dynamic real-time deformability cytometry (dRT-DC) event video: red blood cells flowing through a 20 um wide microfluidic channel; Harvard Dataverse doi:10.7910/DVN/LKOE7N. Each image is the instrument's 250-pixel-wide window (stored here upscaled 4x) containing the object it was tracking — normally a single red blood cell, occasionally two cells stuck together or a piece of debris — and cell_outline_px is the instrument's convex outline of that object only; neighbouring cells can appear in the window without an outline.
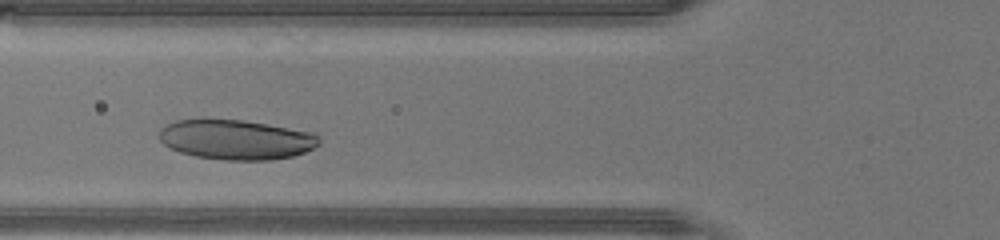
{"species": "human", "species_latin": "Homo sapiens", "temperature_condition": "warm", "stored_images_in_passage": 23, "camera_frame_rate_fps": 3000, "um_per_image_px": 0.085, "donor": {"sex": "male"}, "frame": {"image": 1, "passage_image": 3, "time_ms": 0.667, "image_size_px": [1000, 240], "cell_outline_px": [[320, 144], [304, 152], [292, 156], [272, 160], [224, 160], [196, 156], [180, 152], [164, 144], [160, 140], [160, 128], [176, 120], [204, 116], [244, 120], [316, 132], [320, 136]], "centroid_in_image_um": [20.07, 11.82], "position_along_channel_um": 105.7, "area_um2": 38.03}}
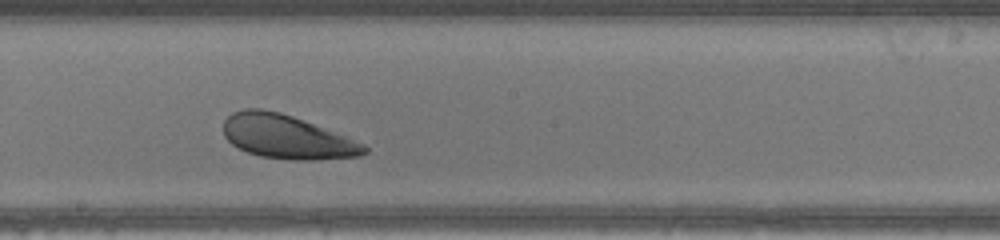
{"frame": {"image": 2, "passage_image": 11, "time_ms": 3.333, "image_size_px": [1000, 240], "cell_outline_px": [[368, 152], [360, 156], [312, 160], [292, 160], [260, 156], [248, 152], [232, 144], [224, 136], [224, 120], [232, 112], [244, 108], [260, 108], [280, 112], [292, 116], [344, 136], [364, 144], [368, 148]], "centroid_in_image_um": [24.35, 11.63], "position_along_channel_um": 223.9, "area_um2": 35.6}}
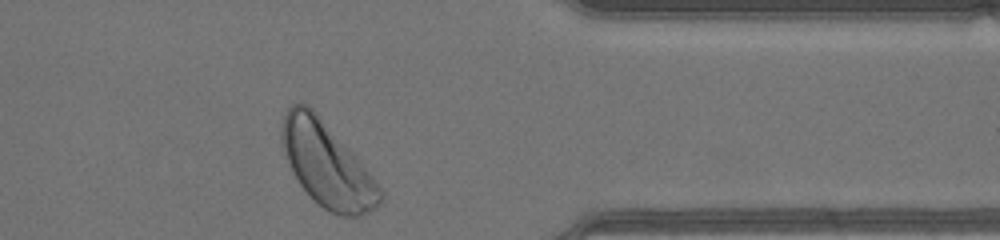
{"frame": {"image": 3, "passage_image": 23, "time_ms": 7.333, "image_size_px": [1000, 240], "cell_outline_px": [[384, 196], [380, 204], [376, 208], [360, 216], [340, 216], [328, 212], [312, 200], [300, 184], [292, 172], [288, 164], [280, 140], [280, 128], [284, 116], [288, 108], [292, 104], [308, 104], [316, 112], [356, 156], [372, 176], [384, 192]], "centroid_in_image_um": [27.78, 14.02], "position_along_channel_um": 383.6, "area_um2": 48.44}}